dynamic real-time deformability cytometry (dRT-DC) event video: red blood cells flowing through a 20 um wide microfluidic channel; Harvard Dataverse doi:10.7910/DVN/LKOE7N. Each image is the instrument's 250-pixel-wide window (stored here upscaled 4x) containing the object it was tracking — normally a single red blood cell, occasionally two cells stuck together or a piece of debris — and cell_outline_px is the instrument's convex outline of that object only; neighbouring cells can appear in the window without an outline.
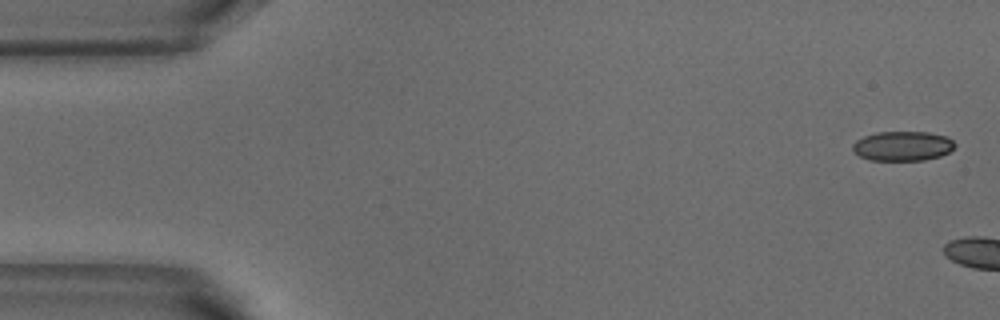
{"species": "common noctule bat (a hibernating species)", "species_latin": "Nyctalus noctula", "temperature_condition": "warm", "stored_images_in_passage": 4, "camera_frame_rate_fps": 3000, "um_per_image_px": 0.085, "animal": {"sex": "male", "body_mass_g": 18.8}, "frame": {"image": 1, "passage_image": 1, "time_ms": 0.0, "image_size_px": [1000, 320], "cell_outline_px": [[956, 144], [948, 152], [940, 156], [924, 160], [872, 160], [860, 156], [852, 148], [852, 144], [856, 140], [864, 136], [876, 132], [928, 132], [948, 136]], "centroid_in_image_um": [76.73, 12.4], "position_along_channel_um": 8.3, "area_um2": 17.57}}